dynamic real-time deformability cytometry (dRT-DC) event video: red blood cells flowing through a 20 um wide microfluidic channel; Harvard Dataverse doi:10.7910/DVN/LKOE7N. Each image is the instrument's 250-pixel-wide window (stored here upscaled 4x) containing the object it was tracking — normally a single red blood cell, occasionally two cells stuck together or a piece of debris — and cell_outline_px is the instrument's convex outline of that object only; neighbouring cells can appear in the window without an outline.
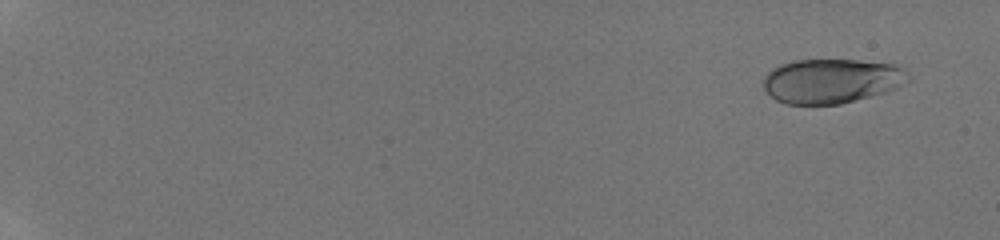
{"species": "human", "species_latin": "Homo sapiens", "temperature_condition": "room temperature", "stored_images_in_passage": 14, "camera_frame_rate_fps": 3000, "um_per_image_px": 0.085, "donor": {"sex": "male"}, "frame": {"image": 1, "passage_image": 1, "time_ms": 0.0, "image_size_px": [1000, 240], "cell_outline_px": [[912, 80], [896, 88], [884, 92], [840, 104], [784, 104], [776, 100], [764, 88], [764, 76], [772, 68], [780, 64], [792, 60], [892, 60], [900, 64], [912, 76]], "centroid_in_image_um": [70.79, 6.84], "position_along_channel_um": 14.2, "area_um2": 38.44}}
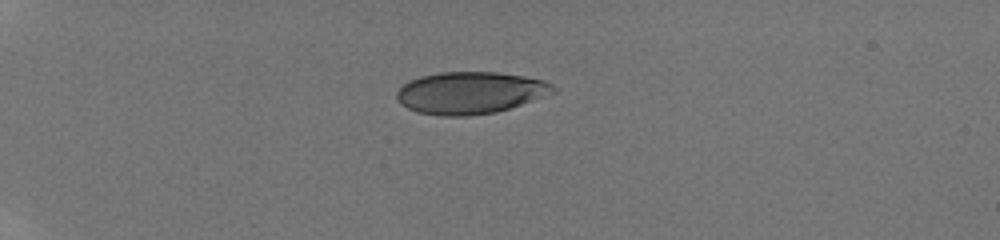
{"frame": {"image": 2, "passage_image": 8, "time_ms": 4.333, "image_size_px": [1000, 240], "cell_outline_px": [[556, 92], [496, 112], [468, 116], [440, 116], [416, 112], [408, 108], [396, 96], [396, 92], [408, 80], [420, 76], [440, 72], [496, 72], [524, 76], [544, 80], [552, 84], [556, 88]], "centroid_in_image_um": [39.97, 7.88], "position_along_channel_um": 45.0, "area_um2": 38.21}}
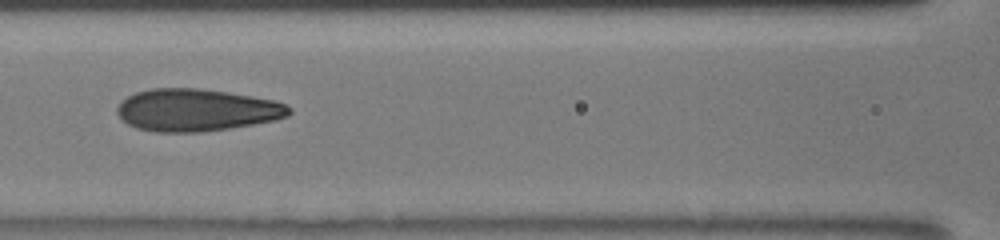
{"frame": {"image": 3, "passage_image": 13, "time_ms": 8.333, "image_size_px": [1000, 240], "cell_outline_px": [[292, 112], [288, 116], [276, 120], [228, 128], [200, 132], [156, 132], [136, 128], [128, 124], [116, 112], [116, 108], [128, 96], [136, 92], [152, 88], [200, 88], [228, 92], [252, 96], [272, 100], [284, 104], [292, 108]], "centroid_in_image_um": [16.71, 9.35], "position_along_channel_um": 149.9, "area_um2": 42.25}}